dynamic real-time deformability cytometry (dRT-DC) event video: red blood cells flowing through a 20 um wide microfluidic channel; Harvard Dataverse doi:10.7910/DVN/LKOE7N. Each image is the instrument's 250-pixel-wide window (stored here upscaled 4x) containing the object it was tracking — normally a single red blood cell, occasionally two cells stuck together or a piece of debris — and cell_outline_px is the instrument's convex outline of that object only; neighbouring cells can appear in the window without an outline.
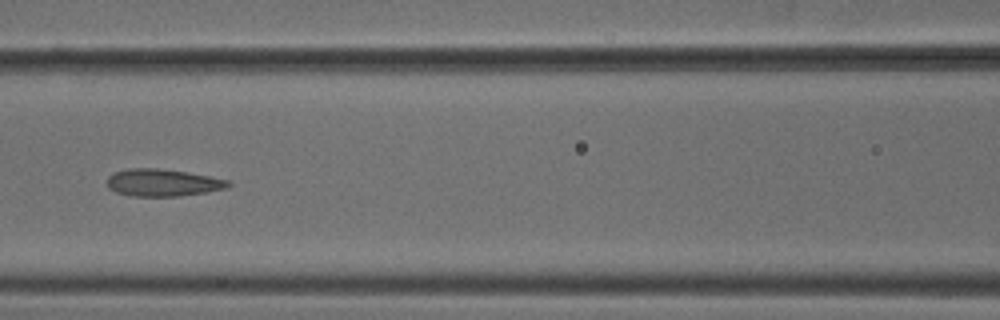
{"species": "common noctule bat (a hibernating species)", "species_latin": "Nyctalus noctula", "temperature_condition": "cold", "stored_images_in_passage": 10, "camera_frame_rate_fps": 3000, "um_per_image_px": 0.085, "animal": {"sex": "male", "body_mass_g": 18.8}, "frame": {"image": 1, "passage_image": 7, "time_ms": 2.0, "image_size_px": [1000, 320], "cell_outline_px": [[232, 184], [228, 188], [180, 196], [132, 196], [116, 192], [108, 188], [108, 176], [116, 172], [132, 168], [156, 168], [188, 172], [228, 180]], "centroid_in_image_um": [13.84, 15.53], "position_along_channel_um": 152.8, "area_um2": 19.07}}
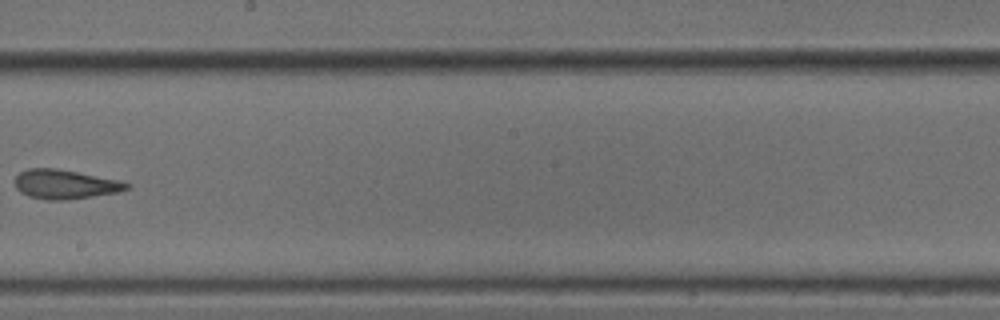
{"frame": {"image": 2, "passage_image": 9, "time_ms": 2.667, "image_size_px": [1000, 320], "cell_outline_px": [[132, 188], [120, 192], [64, 200], [44, 200], [28, 196], [20, 192], [16, 188], [16, 176], [20, 172], [28, 168], [56, 168], [120, 180], [132, 184]], "centroid_in_image_um": [5.57, 15.67], "position_along_channel_um": 242.6, "area_um2": 19.19}}
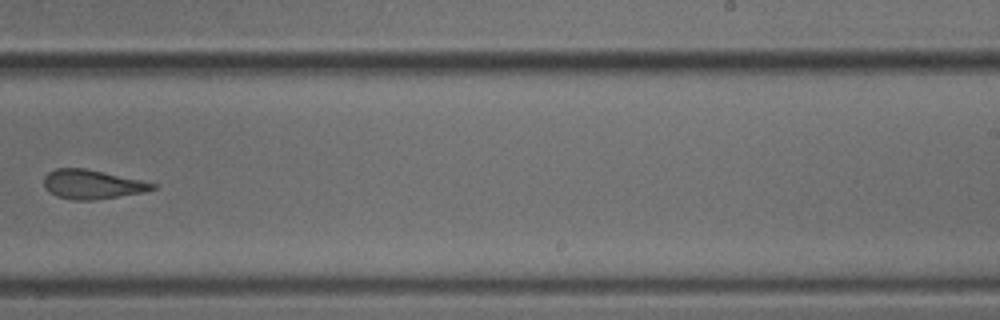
{"frame": {"image": 3, "passage_image": 10, "time_ms": 3.0, "image_size_px": [1000, 320], "cell_outline_px": [[156, 188], [148, 192], [96, 200], [72, 200], [56, 196], [44, 188], [44, 176], [48, 172], [56, 168], [84, 168], [104, 172], [140, 180], [156, 184]], "centroid_in_image_um": [7.83, 15.68], "position_along_channel_um": 281.2, "area_um2": 18.61}}